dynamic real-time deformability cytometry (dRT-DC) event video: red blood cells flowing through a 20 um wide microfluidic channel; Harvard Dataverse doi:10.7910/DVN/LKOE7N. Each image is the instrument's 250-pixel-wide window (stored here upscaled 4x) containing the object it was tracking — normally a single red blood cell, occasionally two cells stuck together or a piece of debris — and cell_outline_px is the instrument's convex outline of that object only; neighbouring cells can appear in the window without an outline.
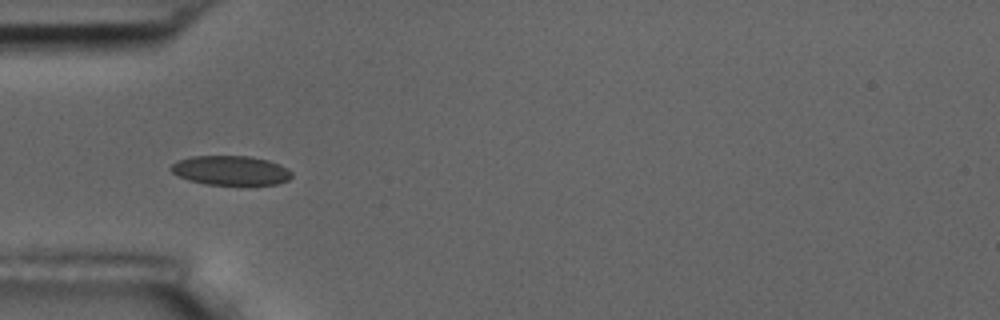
{"species": "common noctule bat (a hibernating species)", "species_latin": "Nyctalus noctula", "temperature_condition": "room temperature", "stored_images_in_passage": 10, "camera_frame_rate_fps": 3000, "um_per_image_px": 0.085, "animal": {"sex": "male", "body_mass_g": 17.5, "forearm_length_mm": 52.3}, "frame": {"image": 1, "passage_image": 4, "time_ms": 4.333, "image_size_px": [1000, 320], "cell_outline_px": [[292, 176], [288, 180], [276, 184], [204, 184], [188, 180], [176, 176], [168, 168], [176, 160], [192, 156], [252, 156], [268, 160], [280, 164], [288, 168], [292, 172]], "centroid_in_image_um": [19.58, 14.47], "position_along_channel_um": 65.4, "area_um2": 20.87}}
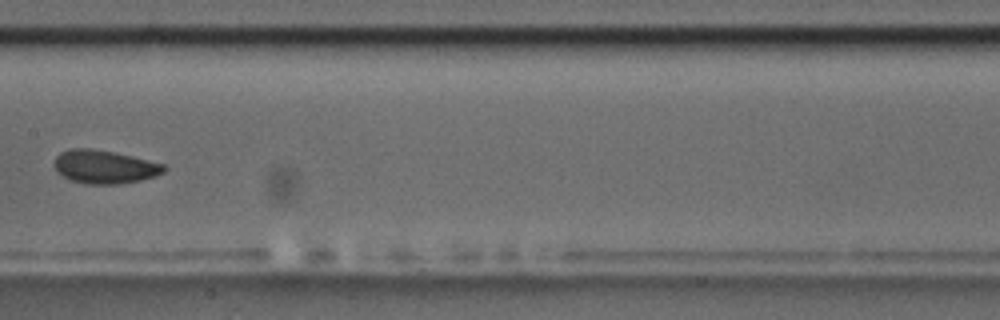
{"frame": {"image": 2, "passage_image": 7, "time_ms": 8.0, "image_size_px": [1000, 320], "cell_outline_px": [[168, 168], [164, 172], [156, 176], [140, 180], [120, 184], [88, 184], [72, 180], [56, 172], [56, 156], [60, 152], [68, 148], [92, 148], [132, 156], [164, 164]], "centroid_in_image_um": [8.91, 14.17], "position_along_channel_um": 198.5, "area_um2": 21.27}}
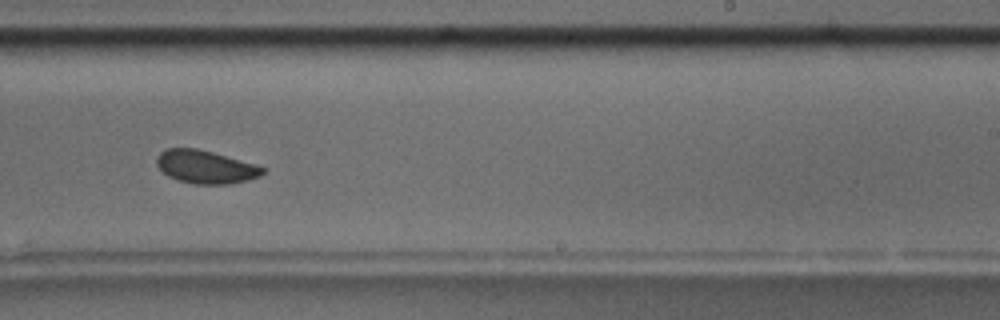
{"frame": {"image": 3, "passage_image": 9, "time_ms": 10.0, "image_size_px": [1000, 320], "cell_outline_px": [[268, 172], [260, 176], [248, 180], [232, 184], [192, 184], [176, 180], [168, 176], [156, 164], [156, 156], [160, 152], [168, 148], [196, 148], [212, 152], [256, 164], [268, 168]], "centroid_in_image_um": [17.52, 14.2], "position_along_channel_um": 271.5, "area_um2": 20.75}}